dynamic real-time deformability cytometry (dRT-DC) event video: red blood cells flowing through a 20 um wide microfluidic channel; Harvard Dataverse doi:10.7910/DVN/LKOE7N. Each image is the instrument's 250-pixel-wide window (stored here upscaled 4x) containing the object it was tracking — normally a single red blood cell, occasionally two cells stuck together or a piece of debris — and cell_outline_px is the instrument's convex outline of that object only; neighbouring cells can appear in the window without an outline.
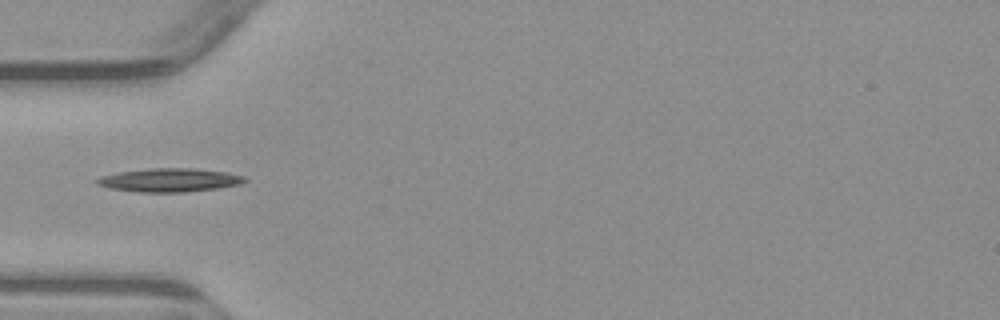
{"species": "common noctule bat (a hibernating species)", "species_latin": "Nyctalus noctula", "temperature_condition": "warm", "stored_images_in_passage": 5, "camera_frame_rate_fps": 3000, "um_per_image_px": 0.085, "animal": {"sex": "male", "body_mass_g": 23.1, "forearm_length_mm": 52.7}, "frame": {"image": 1, "passage_image": 4, "time_ms": 3.667, "image_size_px": [1000, 320], "cell_outline_px": [[248, 180], [240, 184], [220, 188], [184, 192], [136, 192], [112, 188], [96, 184], [96, 180], [100, 176], [120, 172], [152, 168], [192, 168], [228, 172], [244, 176]], "centroid_in_image_um": [14.45, 15.31], "position_along_channel_um": 70.5, "area_um2": 20.23}}
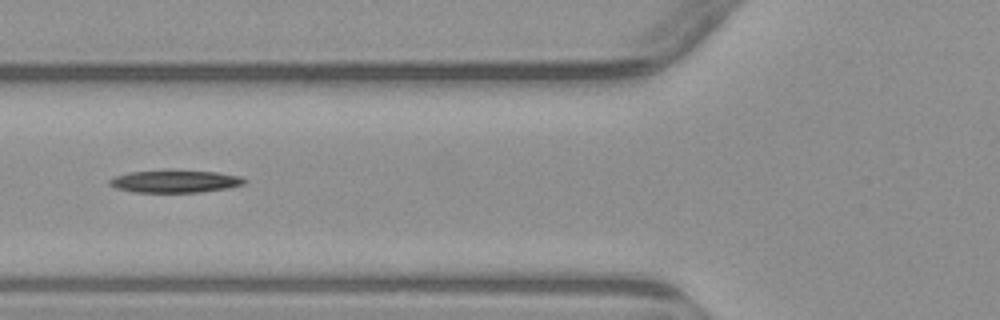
{"frame": {"image": 2, "passage_image": 5, "time_ms": 4.667, "image_size_px": [1000, 320], "cell_outline_px": [[248, 180], [244, 184], [228, 188], [200, 192], [132, 192], [116, 188], [108, 184], [108, 180], [116, 176], [128, 172], [216, 172], [240, 176]], "centroid_in_image_um": [14.88, 15.45], "position_along_channel_um": 110.9, "area_um2": 17.05}}